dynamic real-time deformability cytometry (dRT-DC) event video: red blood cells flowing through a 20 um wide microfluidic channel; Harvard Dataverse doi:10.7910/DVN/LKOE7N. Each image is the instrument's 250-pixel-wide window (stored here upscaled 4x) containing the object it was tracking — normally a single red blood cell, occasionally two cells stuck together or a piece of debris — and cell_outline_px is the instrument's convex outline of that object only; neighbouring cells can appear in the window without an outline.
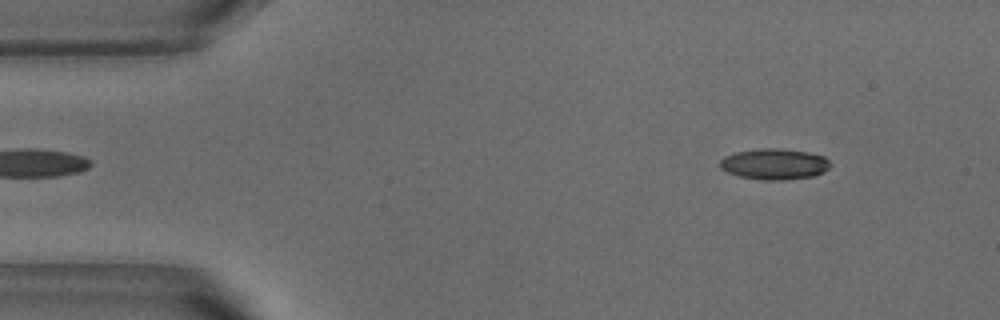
{"species": "common noctule bat (a hibernating species)", "species_latin": "Nyctalus noctula", "temperature_condition": "warm", "stored_images_in_passage": 47, "camera_frame_rate_fps": 3000, "um_per_image_px": 0.085, "animal": {"sex": "male", "body_mass_g": 18.8}, "frame": {"image": 1, "passage_image": 1, "time_ms": 0.0, "image_size_px": [1000, 320], "cell_outline_px": [[832, 164], [824, 172], [812, 176], [780, 180], [764, 180], [740, 176], [728, 172], [720, 168], [720, 160], [724, 156], [736, 152], [760, 148], [780, 148], [808, 152], [824, 156]], "centroid_in_image_um": [65.83, 13.93], "position_along_channel_um": 19.2, "area_um2": 19.83}}
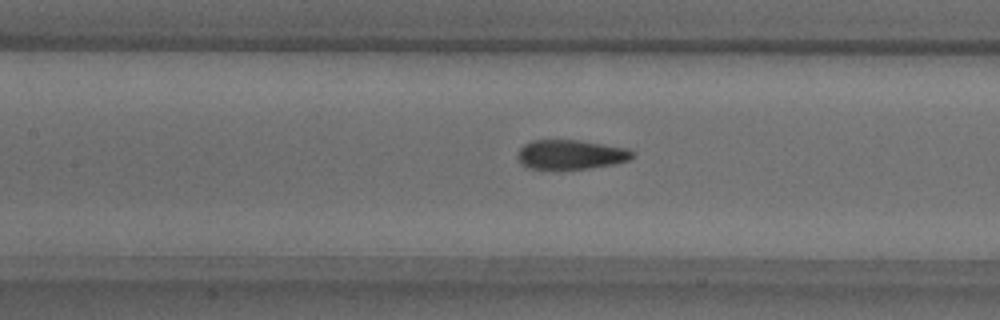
{"frame": {"image": 2, "passage_image": 18, "time_ms": 5.667, "image_size_px": [1000, 320], "cell_outline_px": [[636, 156], [628, 160], [616, 164], [588, 168], [524, 168], [520, 164], [516, 156], [520, 148], [524, 144], [532, 140], [580, 140], [628, 148], [636, 152]], "centroid_in_image_um": [48.53, 13.12], "position_along_channel_um": 158.9, "area_um2": 19.88}}
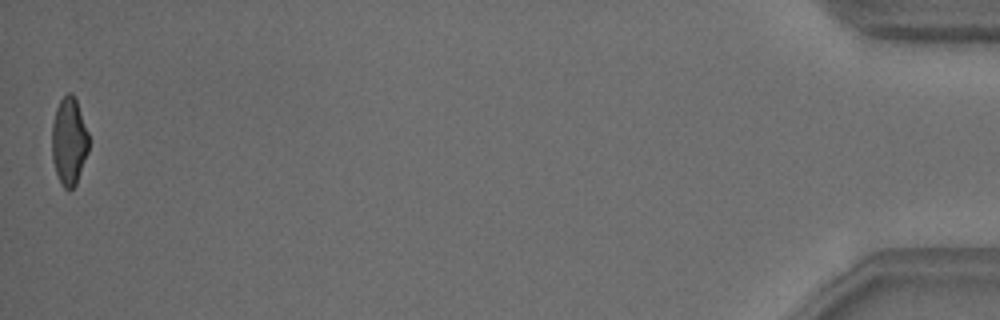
{"frame": {"image": 3, "passage_image": 47, "time_ms": 15.333, "image_size_px": [1000, 320], "cell_outline_px": [[88, 152], [76, 184], [72, 188], [64, 188], [60, 184], [52, 160], [52, 124], [56, 108], [60, 100], [68, 92], [72, 92], [76, 100], [88, 132]], "centroid_in_image_um": [5.86, 12.0], "position_along_channel_um": 429.3, "area_um2": 18.73}, "authors_computed_cell_mechanics": {"area_um2": 20.1722, "velocity_mm_per_s": 3.8191, "shape_relaxation_time_tau1_ms": 5.6742, "shape_relaxation_time_tau2_ms": 1.3417, "deformation_change_tau1": 0.1791, "deformation_change_tau2": 0.0755}}